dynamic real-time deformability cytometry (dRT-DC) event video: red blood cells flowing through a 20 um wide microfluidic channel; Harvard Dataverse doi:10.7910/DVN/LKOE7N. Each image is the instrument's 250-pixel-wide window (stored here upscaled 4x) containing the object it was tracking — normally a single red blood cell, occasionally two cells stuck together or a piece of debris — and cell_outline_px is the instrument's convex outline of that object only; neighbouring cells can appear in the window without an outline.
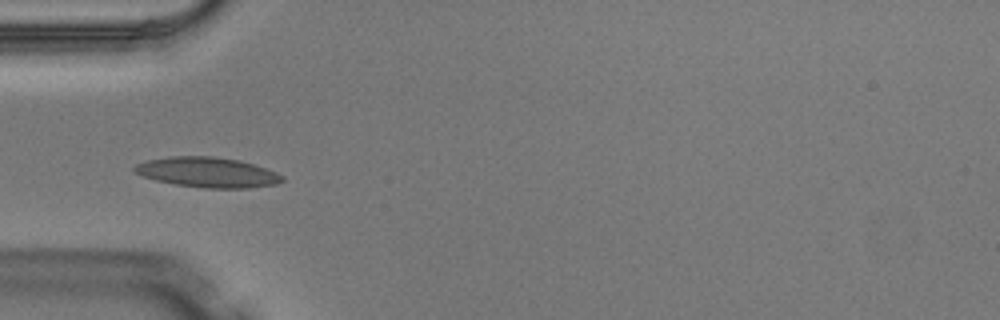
{"species": "Egyptian fruit bat (a non-hibernating species)", "species_latin": "Rousettus aegyptiacus", "temperature_condition": "warm", "stored_images_in_passage": 2, "camera_frame_rate_fps": 3000, "um_per_image_px": 0.085, "animal": {"sex": "male"}, "frame": {"image": 1, "passage_image": 1, "time_ms": 0.0, "image_size_px": [1000, 320], "cell_outline_px": [[284, 180], [276, 184], [248, 188], [204, 188], [176, 184], [156, 180], [144, 176], [136, 172], [132, 168], [136, 164], [148, 160], [168, 156], [212, 156], [240, 160], [276, 172], [284, 176]], "centroid_in_image_um": [17.65, 14.64], "position_along_channel_um": 67.4, "area_um2": 25.78}}